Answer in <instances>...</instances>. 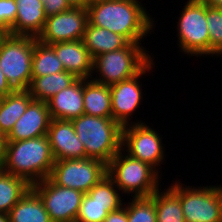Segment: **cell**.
Segmentation results:
<instances>
[{
    "label": "cell",
    "instance_id": "cell-37",
    "mask_svg": "<svg viewBox=\"0 0 222 222\" xmlns=\"http://www.w3.org/2000/svg\"><path fill=\"white\" fill-rule=\"evenodd\" d=\"M0 222H10L9 214L0 212Z\"/></svg>",
    "mask_w": 222,
    "mask_h": 222
},
{
    "label": "cell",
    "instance_id": "cell-17",
    "mask_svg": "<svg viewBox=\"0 0 222 222\" xmlns=\"http://www.w3.org/2000/svg\"><path fill=\"white\" fill-rule=\"evenodd\" d=\"M64 70L78 79H91L93 58L82 40L50 44Z\"/></svg>",
    "mask_w": 222,
    "mask_h": 222
},
{
    "label": "cell",
    "instance_id": "cell-21",
    "mask_svg": "<svg viewBox=\"0 0 222 222\" xmlns=\"http://www.w3.org/2000/svg\"><path fill=\"white\" fill-rule=\"evenodd\" d=\"M84 114L96 117H112L109 85L83 79Z\"/></svg>",
    "mask_w": 222,
    "mask_h": 222
},
{
    "label": "cell",
    "instance_id": "cell-16",
    "mask_svg": "<svg viewBox=\"0 0 222 222\" xmlns=\"http://www.w3.org/2000/svg\"><path fill=\"white\" fill-rule=\"evenodd\" d=\"M51 121L47 102L33 100L15 122L6 141H20L47 135Z\"/></svg>",
    "mask_w": 222,
    "mask_h": 222
},
{
    "label": "cell",
    "instance_id": "cell-32",
    "mask_svg": "<svg viewBox=\"0 0 222 222\" xmlns=\"http://www.w3.org/2000/svg\"><path fill=\"white\" fill-rule=\"evenodd\" d=\"M103 222H128L126 208L122 206L116 211L109 212Z\"/></svg>",
    "mask_w": 222,
    "mask_h": 222
},
{
    "label": "cell",
    "instance_id": "cell-4",
    "mask_svg": "<svg viewBox=\"0 0 222 222\" xmlns=\"http://www.w3.org/2000/svg\"><path fill=\"white\" fill-rule=\"evenodd\" d=\"M149 53L142 43L129 42L119 50L97 55L93 58L91 79L109 86L130 79L156 58Z\"/></svg>",
    "mask_w": 222,
    "mask_h": 222
},
{
    "label": "cell",
    "instance_id": "cell-36",
    "mask_svg": "<svg viewBox=\"0 0 222 222\" xmlns=\"http://www.w3.org/2000/svg\"><path fill=\"white\" fill-rule=\"evenodd\" d=\"M6 137L0 132V166L4 158Z\"/></svg>",
    "mask_w": 222,
    "mask_h": 222
},
{
    "label": "cell",
    "instance_id": "cell-28",
    "mask_svg": "<svg viewBox=\"0 0 222 222\" xmlns=\"http://www.w3.org/2000/svg\"><path fill=\"white\" fill-rule=\"evenodd\" d=\"M124 202L128 222H156L155 201L151 197L127 198ZM130 201V202H129Z\"/></svg>",
    "mask_w": 222,
    "mask_h": 222
},
{
    "label": "cell",
    "instance_id": "cell-35",
    "mask_svg": "<svg viewBox=\"0 0 222 222\" xmlns=\"http://www.w3.org/2000/svg\"><path fill=\"white\" fill-rule=\"evenodd\" d=\"M201 3L213 8H221L222 9V0H198Z\"/></svg>",
    "mask_w": 222,
    "mask_h": 222
},
{
    "label": "cell",
    "instance_id": "cell-39",
    "mask_svg": "<svg viewBox=\"0 0 222 222\" xmlns=\"http://www.w3.org/2000/svg\"><path fill=\"white\" fill-rule=\"evenodd\" d=\"M6 35V32H4L2 29H0V41L2 38Z\"/></svg>",
    "mask_w": 222,
    "mask_h": 222
},
{
    "label": "cell",
    "instance_id": "cell-19",
    "mask_svg": "<svg viewBox=\"0 0 222 222\" xmlns=\"http://www.w3.org/2000/svg\"><path fill=\"white\" fill-rule=\"evenodd\" d=\"M51 119L73 120L84 114L83 79H77L68 88L47 101Z\"/></svg>",
    "mask_w": 222,
    "mask_h": 222
},
{
    "label": "cell",
    "instance_id": "cell-26",
    "mask_svg": "<svg viewBox=\"0 0 222 222\" xmlns=\"http://www.w3.org/2000/svg\"><path fill=\"white\" fill-rule=\"evenodd\" d=\"M30 188L31 185L25 179L0 168V212L9 213Z\"/></svg>",
    "mask_w": 222,
    "mask_h": 222
},
{
    "label": "cell",
    "instance_id": "cell-2",
    "mask_svg": "<svg viewBox=\"0 0 222 222\" xmlns=\"http://www.w3.org/2000/svg\"><path fill=\"white\" fill-rule=\"evenodd\" d=\"M47 135L20 141H6L0 168L25 179L30 185L48 178L54 165Z\"/></svg>",
    "mask_w": 222,
    "mask_h": 222
},
{
    "label": "cell",
    "instance_id": "cell-27",
    "mask_svg": "<svg viewBox=\"0 0 222 222\" xmlns=\"http://www.w3.org/2000/svg\"><path fill=\"white\" fill-rule=\"evenodd\" d=\"M65 71L54 49L34 38L32 77H42Z\"/></svg>",
    "mask_w": 222,
    "mask_h": 222
},
{
    "label": "cell",
    "instance_id": "cell-22",
    "mask_svg": "<svg viewBox=\"0 0 222 222\" xmlns=\"http://www.w3.org/2000/svg\"><path fill=\"white\" fill-rule=\"evenodd\" d=\"M33 100L28 90H14L0 99V132L5 137Z\"/></svg>",
    "mask_w": 222,
    "mask_h": 222
},
{
    "label": "cell",
    "instance_id": "cell-34",
    "mask_svg": "<svg viewBox=\"0 0 222 222\" xmlns=\"http://www.w3.org/2000/svg\"><path fill=\"white\" fill-rule=\"evenodd\" d=\"M67 2L72 8L87 9L89 6V0H67Z\"/></svg>",
    "mask_w": 222,
    "mask_h": 222
},
{
    "label": "cell",
    "instance_id": "cell-8",
    "mask_svg": "<svg viewBox=\"0 0 222 222\" xmlns=\"http://www.w3.org/2000/svg\"><path fill=\"white\" fill-rule=\"evenodd\" d=\"M34 37L6 33L0 41V67L14 90H28L32 80Z\"/></svg>",
    "mask_w": 222,
    "mask_h": 222
},
{
    "label": "cell",
    "instance_id": "cell-15",
    "mask_svg": "<svg viewBox=\"0 0 222 222\" xmlns=\"http://www.w3.org/2000/svg\"><path fill=\"white\" fill-rule=\"evenodd\" d=\"M47 138L55 161L86 158L85 146L78 139L71 121L51 119Z\"/></svg>",
    "mask_w": 222,
    "mask_h": 222
},
{
    "label": "cell",
    "instance_id": "cell-25",
    "mask_svg": "<svg viewBox=\"0 0 222 222\" xmlns=\"http://www.w3.org/2000/svg\"><path fill=\"white\" fill-rule=\"evenodd\" d=\"M166 187H160L150 196L155 201L156 222H185L180 198Z\"/></svg>",
    "mask_w": 222,
    "mask_h": 222
},
{
    "label": "cell",
    "instance_id": "cell-24",
    "mask_svg": "<svg viewBox=\"0 0 222 222\" xmlns=\"http://www.w3.org/2000/svg\"><path fill=\"white\" fill-rule=\"evenodd\" d=\"M77 79L67 71L42 77H32L28 91L34 100L47 102L58 92L68 88Z\"/></svg>",
    "mask_w": 222,
    "mask_h": 222
},
{
    "label": "cell",
    "instance_id": "cell-30",
    "mask_svg": "<svg viewBox=\"0 0 222 222\" xmlns=\"http://www.w3.org/2000/svg\"><path fill=\"white\" fill-rule=\"evenodd\" d=\"M17 5L15 0H0V29L10 34V29L15 22Z\"/></svg>",
    "mask_w": 222,
    "mask_h": 222
},
{
    "label": "cell",
    "instance_id": "cell-10",
    "mask_svg": "<svg viewBox=\"0 0 222 222\" xmlns=\"http://www.w3.org/2000/svg\"><path fill=\"white\" fill-rule=\"evenodd\" d=\"M106 175L107 164L86 157L55 161L49 178L59 186L86 194Z\"/></svg>",
    "mask_w": 222,
    "mask_h": 222
},
{
    "label": "cell",
    "instance_id": "cell-7",
    "mask_svg": "<svg viewBox=\"0 0 222 222\" xmlns=\"http://www.w3.org/2000/svg\"><path fill=\"white\" fill-rule=\"evenodd\" d=\"M175 35L183 55L210 58V37L206 20V5L198 0H187L179 11Z\"/></svg>",
    "mask_w": 222,
    "mask_h": 222
},
{
    "label": "cell",
    "instance_id": "cell-5",
    "mask_svg": "<svg viewBox=\"0 0 222 222\" xmlns=\"http://www.w3.org/2000/svg\"><path fill=\"white\" fill-rule=\"evenodd\" d=\"M107 175L127 198L150 197L162 186L161 174L149 164L132 158L122 149L107 165Z\"/></svg>",
    "mask_w": 222,
    "mask_h": 222
},
{
    "label": "cell",
    "instance_id": "cell-14",
    "mask_svg": "<svg viewBox=\"0 0 222 222\" xmlns=\"http://www.w3.org/2000/svg\"><path fill=\"white\" fill-rule=\"evenodd\" d=\"M88 22L87 9L71 7L62 13L48 16L37 40L46 45L82 40Z\"/></svg>",
    "mask_w": 222,
    "mask_h": 222
},
{
    "label": "cell",
    "instance_id": "cell-3",
    "mask_svg": "<svg viewBox=\"0 0 222 222\" xmlns=\"http://www.w3.org/2000/svg\"><path fill=\"white\" fill-rule=\"evenodd\" d=\"M71 122L78 139L85 146L86 157L108 165L122 149L123 127L112 117L83 114Z\"/></svg>",
    "mask_w": 222,
    "mask_h": 222
},
{
    "label": "cell",
    "instance_id": "cell-31",
    "mask_svg": "<svg viewBox=\"0 0 222 222\" xmlns=\"http://www.w3.org/2000/svg\"><path fill=\"white\" fill-rule=\"evenodd\" d=\"M41 2L44 4V12L47 17L71 8L67 0H41Z\"/></svg>",
    "mask_w": 222,
    "mask_h": 222
},
{
    "label": "cell",
    "instance_id": "cell-13",
    "mask_svg": "<svg viewBox=\"0 0 222 222\" xmlns=\"http://www.w3.org/2000/svg\"><path fill=\"white\" fill-rule=\"evenodd\" d=\"M124 199L114 181L106 175L83 195L76 222H103L109 212L124 205Z\"/></svg>",
    "mask_w": 222,
    "mask_h": 222
},
{
    "label": "cell",
    "instance_id": "cell-33",
    "mask_svg": "<svg viewBox=\"0 0 222 222\" xmlns=\"http://www.w3.org/2000/svg\"><path fill=\"white\" fill-rule=\"evenodd\" d=\"M14 89L10 86L4 73L2 72V68L0 67V99L7 96L9 93H12Z\"/></svg>",
    "mask_w": 222,
    "mask_h": 222
},
{
    "label": "cell",
    "instance_id": "cell-20",
    "mask_svg": "<svg viewBox=\"0 0 222 222\" xmlns=\"http://www.w3.org/2000/svg\"><path fill=\"white\" fill-rule=\"evenodd\" d=\"M82 41L92 58L106 52L119 50L129 43L123 36L108 29L91 25L89 22Z\"/></svg>",
    "mask_w": 222,
    "mask_h": 222
},
{
    "label": "cell",
    "instance_id": "cell-11",
    "mask_svg": "<svg viewBox=\"0 0 222 222\" xmlns=\"http://www.w3.org/2000/svg\"><path fill=\"white\" fill-rule=\"evenodd\" d=\"M156 62L153 60L137 75L134 77L123 80L121 82L109 86L111 94V109L112 119L115 120L122 127L131 124L145 123L143 120H134L133 116L135 111L139 113L140 105H143V96H146L142 89L141 78H145L147 73L154 72L153 69ZM144 76V77H143ZM134 114V115H133Z\"/></svg>",
    "mask_w": 222,
    "mask_h": 222
},
{
    "label": "cell",
    "instance_id": "cell-1",
    "mask_svg": "<svg viewBox=\"0 0 222 222\" xmlns=\"http://www.w3.org/2000/svg\"><path fill=\"white\" fill-rule=\"evenodd\" d=\"M144 6L142 0H113L89 5L88 21L123 36L128 42L141 43L152 35L157 24L154 22H158Z\"/></svg>",
    "mask_w": 222,
    "mask_h": 222
},
{
    "label": "cell",
    "instance_id": "cell-9",
    "mask_svg": "<svg viewBox=\"0 0 222 222\" xmlns=\"http://www.w3.org/2000/svg\"><path fill=\"white\" fill-rule=\"evenodd\" d=\"M147 121L141 124H131L123 127L122 150L134 159H138L160 172L168 154L162 143L163 135ZM155 129V130H154ZM166 157V158H165Z\"/></svg>",
    "mask_w": 222,
    "mask_h": 222
},
{
    "label": "cell",
    "instance_id": "cell-29",
    "mask_svg": "<svg viewBox=\"0 0 222 222\" xmlns=\"http://www.w3.org/2000/svg\"><path fill=\"white\" fill-rule=\"evenodd\" d=\"M206 20L210 37V57H222V9L206 5ZM216 56V57H215Z\"/></svg>",
    "mask_w": 222,
    "mask_h": 222
},
{
    "label": "cell",
    "instance_id": "cell-38",
    "mask_svg": "<svg viewBox=\"0 0 222 222\" xmlns=\"http://www.w3.org/2000/svg\"><path fill=\"white\" fill-rule=\"evenodd\" d=\"M107 1H113V0H89V5H94L101 2H107Z\"/></svg>",
    "mask_w": 222,
    "mask_h": 222
},
{
    "label": "cell",
    "instance_id": "cell-6",
    "mask_svg": "<svg viewBox=\"0 0 222 222\" xmlns=\"http://www.w3.org/2000/svg\"><path fill=\"white\" fill-rule=\"evenodd\" d=\"M180 181L167 186L180 198L185 222H222V183L195 187Z\"/></svg>",
    "mask_w": 222,
    "mask_h": 222
},
{
    "label": "cell",
    "instance_id": "cell-18",
    "mask_svg": "<svg viewBox=\"0 0 222 222\" xmlns=\"http://www.w3.org/2000/svg\"><path fill=\"white\" fill-rule=\"evenodd\" d=\"M17 14L10 34L37 38L43 30L47 16L41 0H15Z\"/></svg>",
    "mask_w": 222,
    "mask_h": 222
},
{
    "label": "cell",
    "instance_id": "cell-12",
    "mask_svg": "<svg viewBox=\"0 0 222 222\" xmlns=\"http://www.w3.org/2000/svg\"><path fill=\"white\" fill-rule=\"evenodd\" d=\"M42 200L52 222H76L84 193L59 186L49 177L31 185Z\"/></svg>",
    "mask_w": 222,
    "mask_h": 222
},
{
    "label": "cell",
    "instance_id": "cell-23",
    "mask_svg": "<svg viewBox=\"0 0 222 222\" xmlns=\"http://www.w3.org/2000/svg\"><path fill=\"white\" fill-rule=\"evenodd\" d=\"M10 222H52L38 194L30 188L9 211Z\"/></svg>",
    "mask_w": 222,
    "mask_h": 222
}]
</instances>
